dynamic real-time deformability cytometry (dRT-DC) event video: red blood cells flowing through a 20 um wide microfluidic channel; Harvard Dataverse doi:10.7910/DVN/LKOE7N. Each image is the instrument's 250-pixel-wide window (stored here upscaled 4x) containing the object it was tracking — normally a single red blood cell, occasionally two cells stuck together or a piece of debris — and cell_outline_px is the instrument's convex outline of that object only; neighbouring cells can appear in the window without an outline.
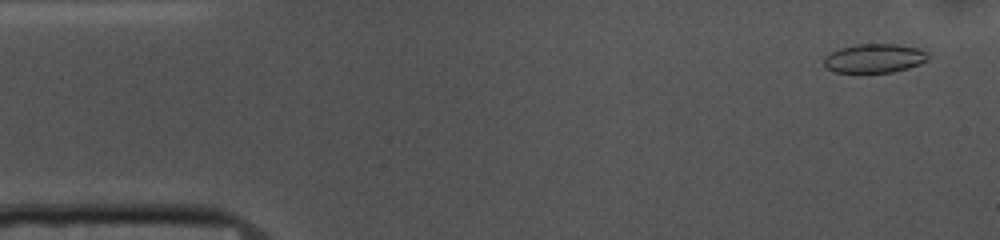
{"species": "common noctule bat (a hibernating species)", "species_latin": "Nyctalus noctula", "temperature_condition": "cold", "stored_images_in_passage": 53, "camera_frame_rate_fps": 3000, "um_per_image_px": 0.085, "animal": {"sex": "female", "body_mass_g": 10.0, "forearm_length_mm": 53.1}, "frame": {"image": 1, "passage_image": 3, "time_ms": 0.667, "image_size_px": [1000, 240], "cell_outline_px": [[928, 60], [920, 64], [908, 68], [892, 72], [832, 72], [824, 68], [824, 56], [828, 52], [840, 48], [856, 44], [896, 44], [920, 48], [928, 56]], "centroid_in_image_um": [74.27, 4.95], "position_along_channel_um": 10.7, "area_um2": 17.74}}
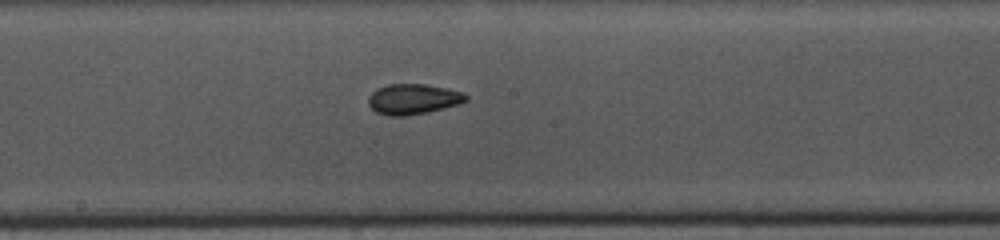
{"frame": {"image": 2, "passage_image": 27, "time_ms": 8.667, "image_size_px": [1000, 240], "cell_outline_px": [[468, 100], [460, 104], [428, 112], [404, 116], [388, 116], [376, 112], [368, 104], [368, 96], [376, 88], [388, 84], [424, 84], [448, 88], [464, 92], [468, 96]], "centroid_in_image_um": [35.13, 8.42], "position_along_channel_um": 213.1, "area_um2": 17.51}}
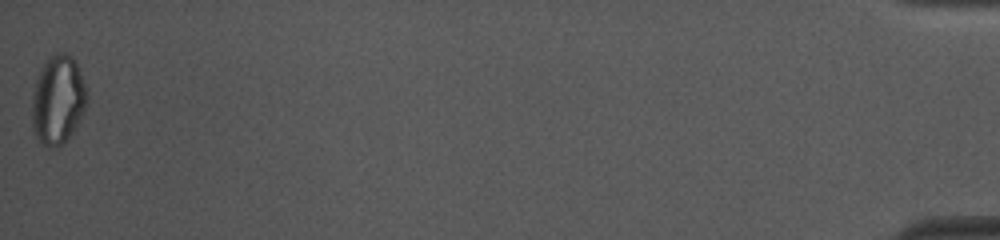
{"frame": {"image": 3, "passage_image": 53, "time_ms": 17.333, "image_size_px": [1000, 240], "cell_outline_px": [[84, 108], [72, 132], [60, 148], [48, 148], [36, 136], [32, 128], [32, 96], [36, 80], [44, 64], [56, 52], [68, 52], [72, 56], [76, 64], [84, 84]], "centroid_in_image_um": [4.87, 8.51], "position_along_channel_um": 430.3, "area_um2": 27.69}, "authors_computed_cell_mechanics": {"area_um2": 17.7446, "velocity_mm_per_s": 3.7152, "shape_relaxation_time_tau1_ms": 4.0358, "shape_relaxation_time_tau2_ms": 2.639, "deformation_change_tau1": 0.1124, "deformation_change_tau2": 0.0744}}